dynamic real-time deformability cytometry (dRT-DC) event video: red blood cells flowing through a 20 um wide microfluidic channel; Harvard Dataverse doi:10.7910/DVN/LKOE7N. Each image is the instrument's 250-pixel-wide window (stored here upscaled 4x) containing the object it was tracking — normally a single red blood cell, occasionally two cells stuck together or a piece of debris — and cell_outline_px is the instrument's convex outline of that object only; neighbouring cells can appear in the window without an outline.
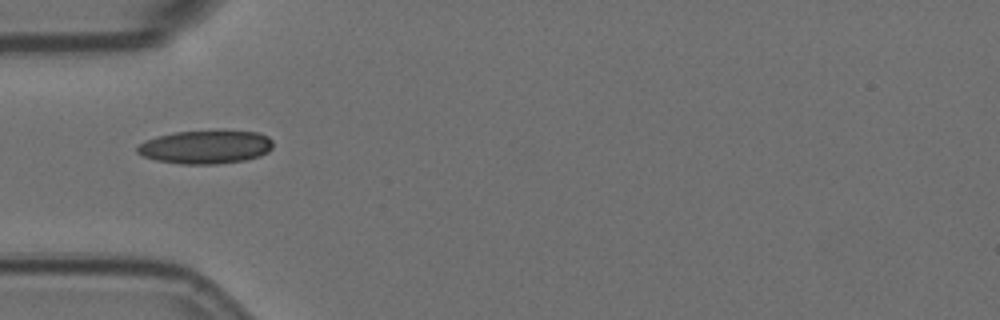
{"species": "Egyptian fruit bat (a non-hibernating species)", "species_latin": "Rousettus aegyptiacus", "temperature_condition": "room temperature", "stored_images_in_passage": 3, "camera_frame_rate_fps": 3000, "um_per_image_px": 0.085, "animal": {"sex": "female"}, "frame": {"image": 1, "passage_image": 1, "time_ms": 0.0, "image_size_px": [1000, 320], "cell_outline_px": [[272, 148], [268, 152], [260, 156], [244, 160], [216, 164], [180, 164], [156, 160], [144, 156], [136, 152], [136, 148], [144, 140], [156, 136], [172, 132], [256, 132], [268, 136], [272, 140]], "centroid_in_image_um": [17.45, 12.51], "position_along_channel_um": 67.6, "area_um2": 26.13}}
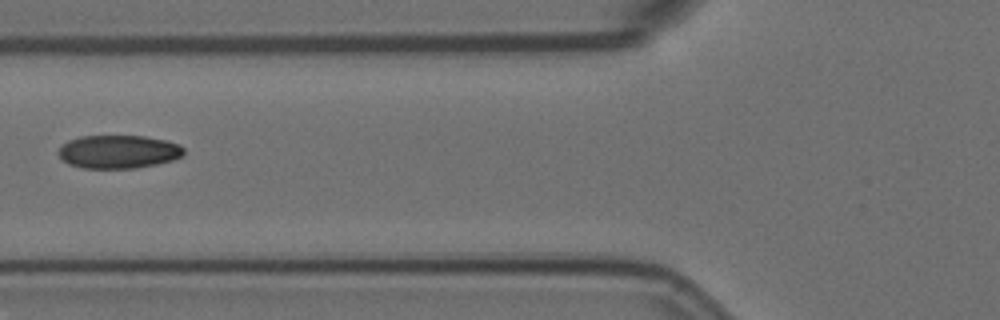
{"frame": {"image": 2, "passage_image": 2, "time_ms": 0.333, "image_size_px": [1000, 320], "cell_outline_px": [[184, 152], [180, 156], [172, 160], [156, 164], [136, 168], [84, 168], [68, 164], [56, 152], [60, 144], [68, 140], [80, 136], [144, 136], [164, 140], [180, 144], [184, 148]], "centroid_in_image_um": [10.02, 12.89], "position_along_channel_um": 115.8, "area_um2": 24.39}}
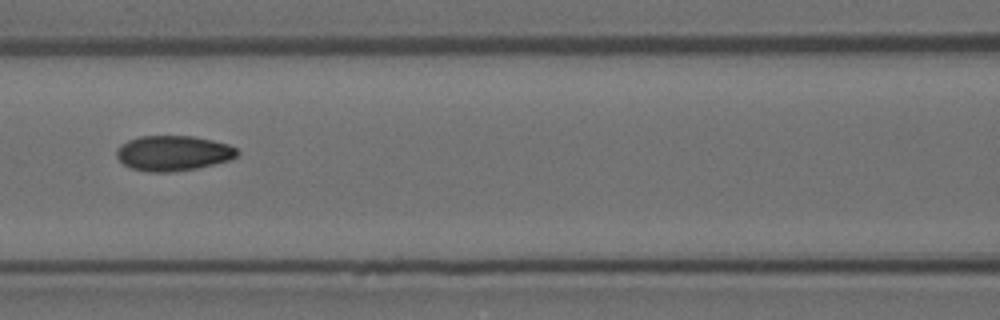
{"frame": {"image": 3, "passage_image": 3, "time_ms": 0.667, "image_size_px": [1000, 320], "cell_outline_px": [[240, 152], [232, 160], [196, 168], [172, 172], [148, 172], [132, 168], [124, 164], [116, 156], [116, 152], [120, 144], [128, 140], [140, 136], [192, 136], [212, 140], [228, 144], [236, 148]], "centroid_in_image_um": [14.73, 13.02], "position_along_channel_um": 151.9, "area_um2": 24.8}}